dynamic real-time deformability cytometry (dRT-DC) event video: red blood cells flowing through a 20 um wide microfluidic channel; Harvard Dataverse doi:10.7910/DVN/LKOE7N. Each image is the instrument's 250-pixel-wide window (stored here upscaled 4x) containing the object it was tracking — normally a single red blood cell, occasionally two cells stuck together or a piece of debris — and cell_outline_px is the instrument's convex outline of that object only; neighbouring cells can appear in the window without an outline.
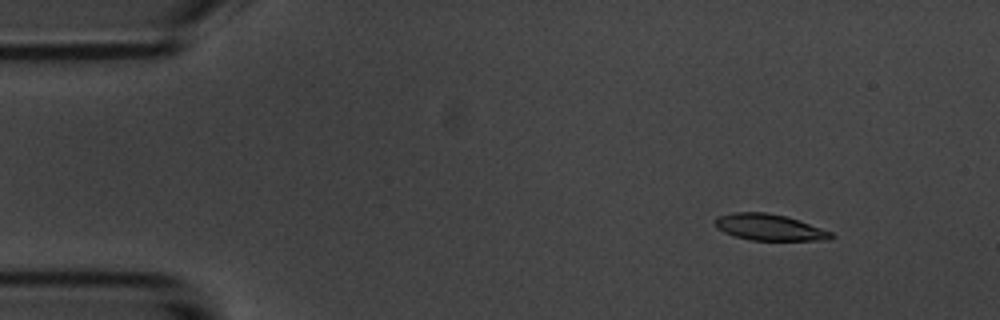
{"species": "common noctule bat (a hibernating species)", "species_latin": "Nyctalus noctula", "temperature_condition": "room temperature", "stored_images_in_passage": 7, "camera_frame_rate_fps": 3000, "um_per_image_px": 0.085, "animal": {"sex": "male", "body_mass_g": 20.1, "forearm_length_mm": 53.5}, "frame": {"image": 1, "passage_image": 2, "time_ms": 1.0, "image_size_px": [1000, 320], "cell_outline_px": [[836, 236], [832, 240], [748, 240], [724, 232], [716, 228], [712, 220], [716, 216], [732, 212], [764, 212], [784, 216], [832, 232]], "centroid_in_image_um": [65.33, 19.32], "position_along_channel_um": 19.7, "area_um2": 17.8}}
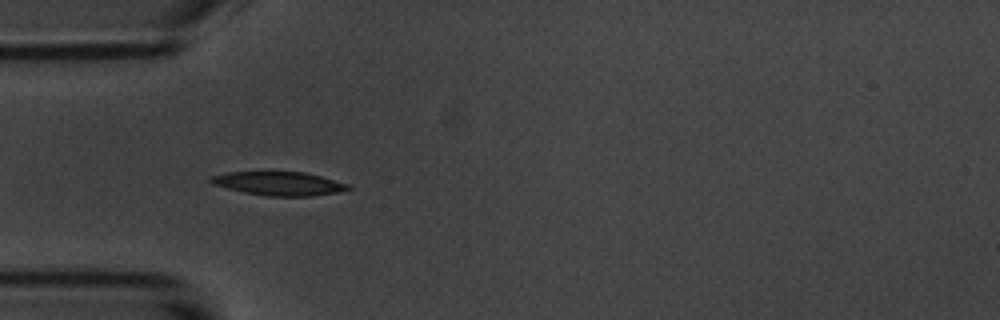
{"frame": {"image": 2, "passage_image": 5, "time_ms": 4.333, "image_size_px": [1000, 320], "cell_outline_px": [[352, 188], [340, 192], [312, 196], [264, 196], [244, 192], [212, 184], [208, 180], [212, 176], [228, 172], [304, 172], [320, 176], [348, 184]], "centroid_in_image_um": [23.72, 15.61], "position_along_channel_um": 61.3, "area_um2": 18.84}}
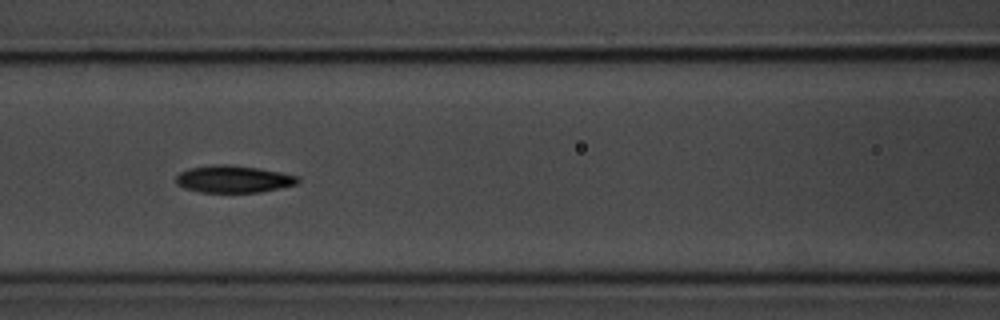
{"frame": {"image": 3, "passage_image": 7, "time_ms": 6.667, "image_size_px": [1000, 320], "cell_outline_px": [[300, 180], [296, 184], [280, 188], [260, 192], [200, 192], [184, 188], [176, 184], [176, 176], [180, 172], [192, 168], [212, 164], [228, 164], [256, 168], [280, 172], [300, 176]], "centroid_in_image_um": [19.84, 15.22], "position_along_channel_um": 146.8, "area_um2": 19.25}}